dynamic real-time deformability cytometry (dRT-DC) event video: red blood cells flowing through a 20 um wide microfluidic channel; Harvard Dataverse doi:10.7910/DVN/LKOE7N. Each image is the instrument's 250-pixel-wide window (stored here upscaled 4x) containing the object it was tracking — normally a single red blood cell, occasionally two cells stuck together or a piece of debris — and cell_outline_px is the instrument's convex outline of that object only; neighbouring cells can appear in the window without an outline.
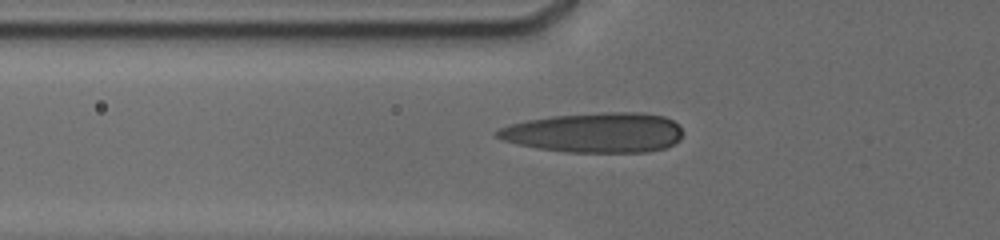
{"species": "human", "species_latin": "Homo sapiens", "temperature_condition": "cold", "stored_images_in_passage": 26, "camera_frame_rate_fps": 3000, "um_per_image_px": 0.085, "donor": {"sex": "male"}, "frame": {"image": 1, "passage_image": 3, "time_ms": 0.333, "image_size_px": [1000, 240], "cell_outline_px": [[680, 140], [664, 148], [648, 152], [568, 152], [536, 148], [504, 140], [496, 136], [496, 132], [500, 128], [512, 124], [528, 120], [552, 116], [604, 112], [644, 112], [664, 116], [672, 120], [680, 128]], "centroid_in_image_um": [50.59, 11.27], "position_along_channel_um": 75.2, "area_um2": 42.89}}
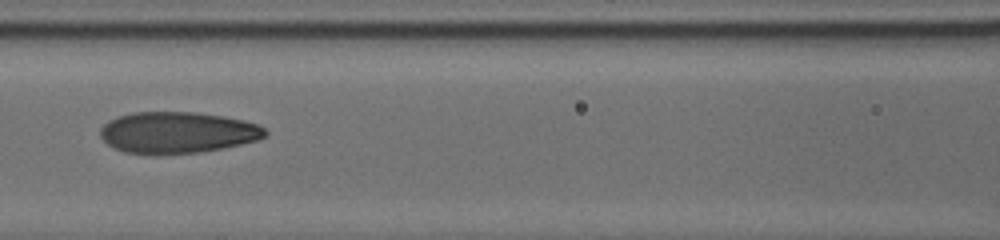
{"frame": {"image": 2, "passage_image": 18, "time_ms": 2.333, "image_size_px": [1000, 240], "cell_outline_px": [[268, 132], [264, 136], [256, 140], [240, 144], [220, 148], [196, 152], [152, 156], [124, 152], [108, 144], [100, 136], [100, 128], [108, 120], [116, 116], [132, 112], [196, 112], [224, 116], [244, 120], [256, 124], [264, 128]], "centroid_in_image_um": [15.02, 11.26], "position_along_channel_um": 151.6, "area_um2": 40.0}}
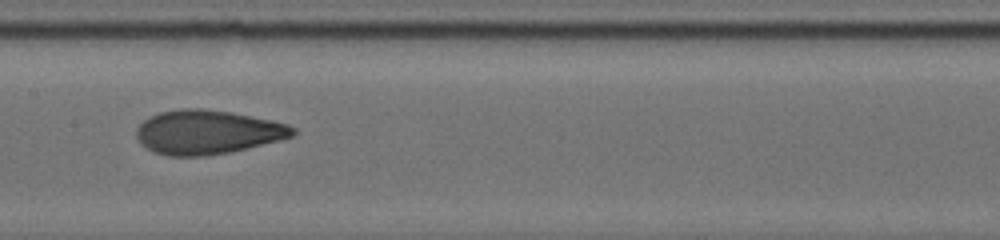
{"frame": {"image": 3, "passage_image": 25, "time_ms": 3.333, "image_size_px": [1000, 240], "cell_outline_px": [[296, 132], [292, 136], [280, 140], [228, 152], [204, 156], [168, 156], [152, 152], [140, 144], [136, 136], [136, 128], [148, 116], [160, 112], [180, 108], [200, 108], [232, 112], [272, 120], [288, 124], [296, 128]], "centroid_in_image_um": [17.6, 11.22], "position_along_channel_um": 189.8, "area_um2": 40.34}}